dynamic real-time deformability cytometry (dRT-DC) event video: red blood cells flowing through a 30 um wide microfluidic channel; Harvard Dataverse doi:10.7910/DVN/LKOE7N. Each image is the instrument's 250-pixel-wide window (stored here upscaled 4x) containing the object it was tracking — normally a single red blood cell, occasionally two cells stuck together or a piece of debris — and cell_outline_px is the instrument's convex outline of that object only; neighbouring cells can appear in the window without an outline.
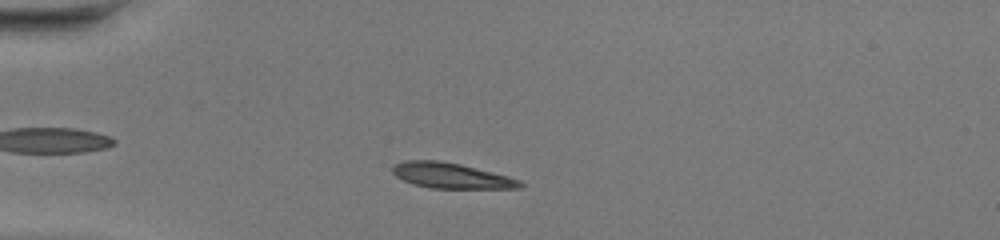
{"species": "common noctule bat (a hibernating species)", "species_latin": "Nyctalus noctula", "temperature_condition": "warm", "stored_images_in_passage": 42, "camera_frame_rate_fps": 3000, "um_per_image_px": 0.085, "animal": {"sex": "female", "body_mass_g": 20.0, "forearm_length_mm": 54.0}, "frame": {"image": 1, "passage_image": 7, "time_ms": 2.0, "image_size_px": [1000, 240], "cell_outline_px": [[524, 184], [520, 188], [432, 188], [412, 184], [396, 176], [392, 172], [392, 168], [396, 164], [404, 160], [440, 160], [460, 164], [508, 176], [520, 180]], "centroid_in_image_um": [38.34, 14.92], "position_along_channel_um": 46.7, "area_um2": 18.79}}
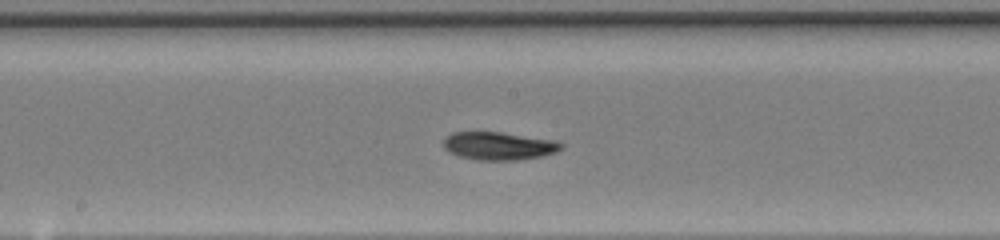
{"frame": {"image": 2, "passage_image": 20, "time_ms": 6.333, "image_size_px": [1000, 240], "cell_outline_px": [[564, 148], [556, 152], [544, 156], [516, 160], [476, 160], [460, 156], [448, 152], [444, 148], [444, 136], [452, 132], [500, 132], [556, 140], [564, 144]], "centroid_in_image_um": [42.42, 12.4], "position_along_channel_um": 205.8, "area_um2": 19.42}}
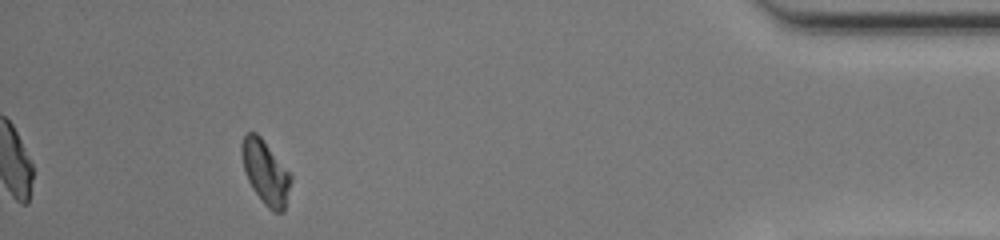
{"frame": {"image": 3, "passage_image": 38, "time_ms": 12.333, "image_size_px": [1000, 240], "cell_outline_px": [[292, 180], [284, 212], [272, 212], [264, 204], [252, 188], [244, 172], [240, 152], [240, 144], [244, 136], [248, 132], [256, 132], [260, 136], [292, 176]], "centroid_in_image_um": [22.55, 14.66], "position_along_channel_um": 412.7, "area_um2": 18.32}, "authors_computed_cell_mechanics": {"area_um2": 18.7272, "velocity_mm_per_s": 4.3163, "shape_relaxation_time_tau1_ms": 11.0158, "shape_relaxation_time_tau2_ms": null, "deformation_change_tau1": 0.3133, "deformation_change_tau2": null}}